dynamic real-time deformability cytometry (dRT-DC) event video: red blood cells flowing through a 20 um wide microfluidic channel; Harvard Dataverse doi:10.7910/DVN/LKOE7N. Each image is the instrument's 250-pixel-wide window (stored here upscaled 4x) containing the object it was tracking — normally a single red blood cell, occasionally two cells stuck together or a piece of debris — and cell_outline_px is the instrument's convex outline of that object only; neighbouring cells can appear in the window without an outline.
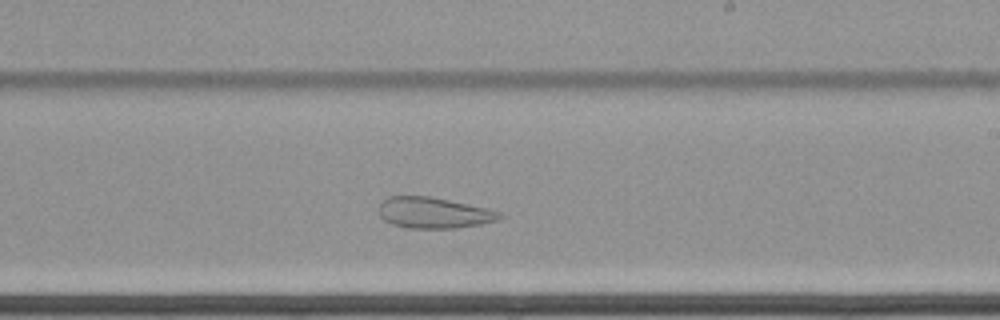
{"species": "common noctule bat (a hibernating species)", "species_latin": "Nyctalus noctula", "temperature_condition": "cold", "stored_images_in_passage": 52, "camera_frame_rate_fps": 3000, "um_per_image_px": 0.085, "animal": {"sex": "female", "body_mass_g": 22.7, "forearm_length_mm": 54.2}, "frame": {"image": 1, "passage_image": 29, "time_ms": 9.333, "image_size_px": [1000, 320], "cell_outline_px": [[504, 216], [500, 220], [480, 224], [456, 228], [408, 228], [392, 224], [384, 220], [380, 216], [376, 208], [388, 196], [428, 196], [488, 208], [500, 212]], "centroid_in_image_um": [36.86, 18.09], "position_along_channel_um": 252.1, "area_um2": 21.91}}
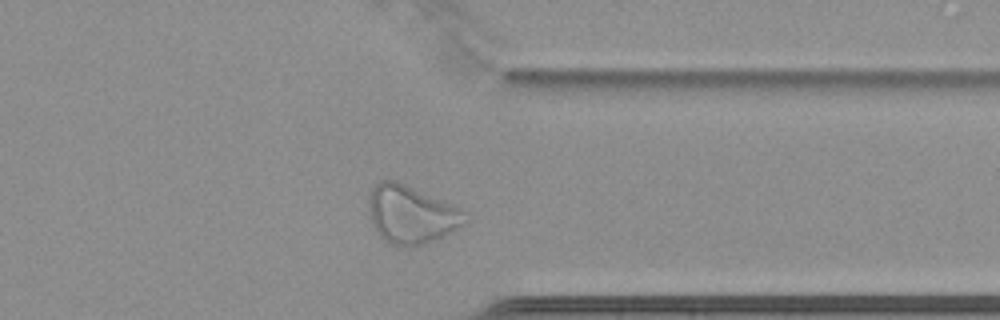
{"frame": {"image": 2, "passage_image": 40, "time_ms": 13.0, "image_size_px": [1000, 320], "cell_outline_px": [[468, 212], [464, 224], [452, 232], [424, 244], [408, 248], [388, 244], [376, 232], [372, 224], [368, 208], [368, 196], [372, 188], [380, 180], [396, 180], [452, 204]], "centroid_in_image_um": [34.93, 18.24], "position_along_channel_um": 376.5, "area_um2": 32.95}}